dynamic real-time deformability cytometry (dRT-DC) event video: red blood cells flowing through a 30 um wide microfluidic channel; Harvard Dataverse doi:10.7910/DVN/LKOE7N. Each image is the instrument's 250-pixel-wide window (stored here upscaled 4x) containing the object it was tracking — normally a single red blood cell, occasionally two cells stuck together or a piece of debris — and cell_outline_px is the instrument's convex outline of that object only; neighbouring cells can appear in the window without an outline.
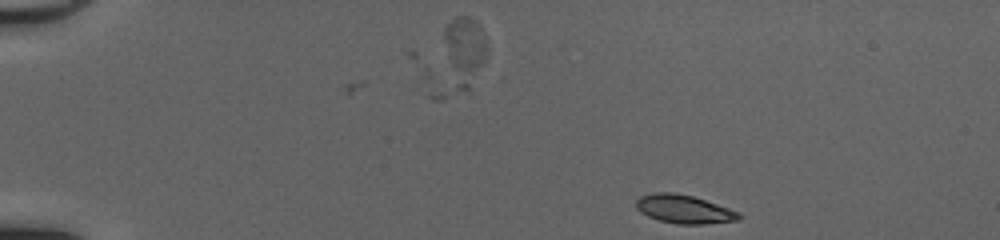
{"species": "common noctule bat (a hibernating species)", "species_latin": "Nyctalus noctula", "temperature_condition": "cold", "stored_images_in_passage": 3, "camera_frame_rate_fps": 3000, "um_per_image_px": 0.085, "animal": {"sex": "female", "body_mass_g": 20.0, "forearm_length_mm": 54.0}, "frame": {"image": 1, "passage_image": 3, "time_ms": 0.667, "image_size_px": [1000, 240], "cell_outline_px": [[744, 216], [740, 220], [704, 224], [676, 224], [660, 220], [648, 216], [640, 212], [636, 208], [636, 200], [640, 196], [652, 192], [672, 192], [692, 196], [740, 212]], "centroid_in_image_um": [58.15, 17.78], "position_along_channel_um": 26.9, "area_um2": 17.11}}